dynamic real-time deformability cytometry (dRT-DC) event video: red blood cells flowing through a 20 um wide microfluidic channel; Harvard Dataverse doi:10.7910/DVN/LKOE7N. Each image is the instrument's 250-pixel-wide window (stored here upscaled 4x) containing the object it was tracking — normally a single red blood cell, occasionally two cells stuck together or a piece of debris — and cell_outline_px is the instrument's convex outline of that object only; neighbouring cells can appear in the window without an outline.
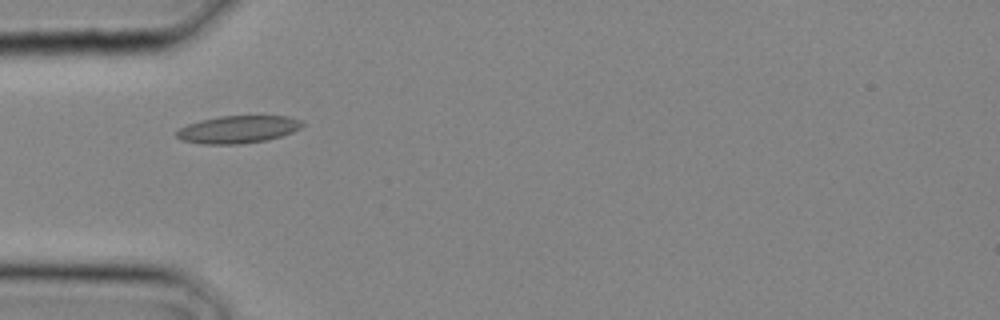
{"species": "common noctule bat (a hibernating species)", "species_latin": "Nyctalus noctula", "temperature_condition": "cold", "stored_images_in_passage": 3, "camera_frame_rate_fps": 3000, "um_per_image_px": 0.085, "animal": {"sex": "male", "body_mass_g": 20.4}, "frame": {"image": 1, "passage_image": 3, "time_ms": 0.667, "image_size_px": [1000, 320], "cell_outline_px": [[308, 124], [292, 132], [280, 136], [264, 140], [240, 144], [204, 144], [180, 140], [176, 136], [176, 132], [180, 128], [188, 124], [200, 120], [220, 116], [288, 116], [300, 120]], "centroid_in_image_um": [20.23, 10.99], "position_along_channel_um": 64.8, "area_um2": 20.11}}